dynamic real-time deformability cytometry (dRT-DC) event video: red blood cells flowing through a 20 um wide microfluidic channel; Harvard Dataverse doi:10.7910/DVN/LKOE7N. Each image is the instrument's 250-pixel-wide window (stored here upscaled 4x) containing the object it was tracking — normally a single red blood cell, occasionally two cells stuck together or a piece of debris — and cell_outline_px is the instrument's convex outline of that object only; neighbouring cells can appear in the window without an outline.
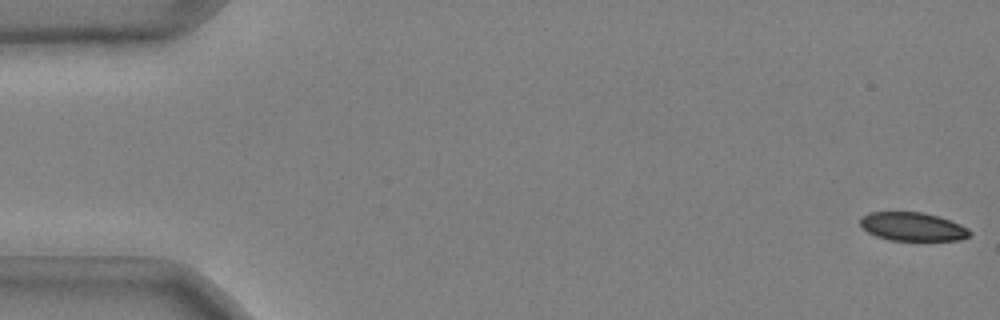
{"species": "common noctule bat (a hibernating species)", "species_latin": "Nyctalus noctula", "temperature_condition": "cold", "stored_images_in_passage": 52, "camera_frame_rate_fps": 3000, "um_per_image_px": 0.085, "animal": {"sex": "male", "body_mass_g": 20.4}, "frame": {"image": 1, "passage_image": 1, "time_ms": 0.0, "image_size_px": [1000, 320], "cell_outline_px": [[972, 236], [960, 240], [888, 240], [876, 236], [868, 232], [860, 224], [860, 216], [868, 212], [924, 212], [940, 216], [960, 224], [968, 228], [972, 232]], "centroid_in_image_um": [77.59, 19.26], "position_along_channel_um": 7.4, "area_um2": 18.44}}
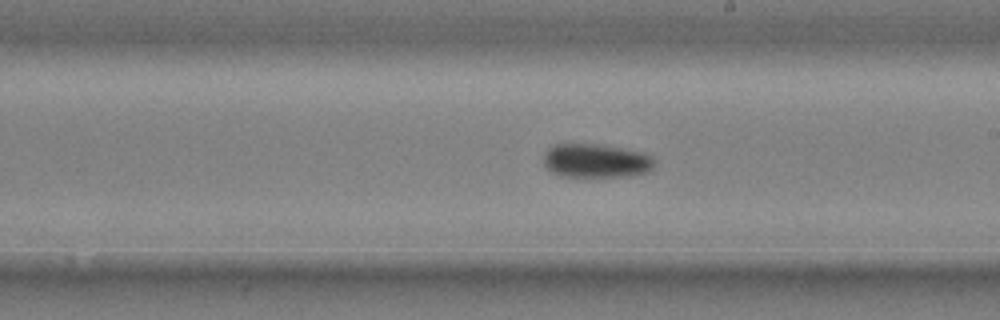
{"frame": {"image": 2, "passage_image": 31, "time_ms": 10.0, "image_size_px": [1000, 320], "cell_outline_px": [[656, 164], [648, 172], [632, 176], [560, 176], [552, 172], [544, 164], [544, 152], [552, 144], [596, 144], [620, 148], [640, 152], [652, 156], [656, 160]], "centroid_in_image_um": [50.67, 13.66], "position_along_channel_um": 238.3, "area_um2": 21.91}}
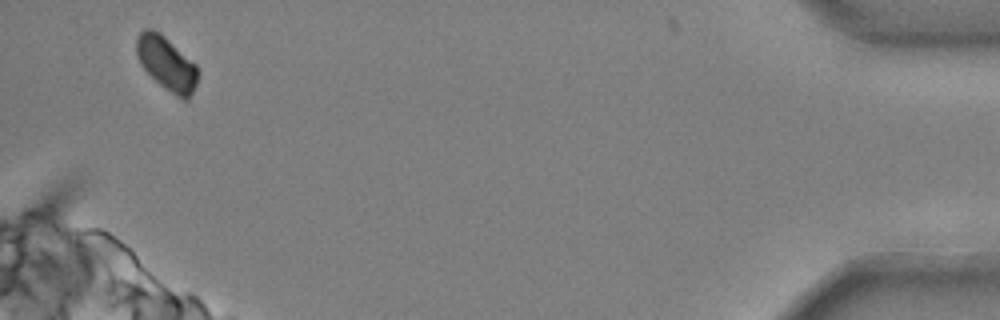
{"frame": {"image": 3, "passage_image": 51, "time_ms": 16.667, "image_size_px": [1000, 320], "cell_outline_px": [[200, 72], [196, 84], [188, 100], [184, 100], [176, 96], [164, 88], [140, 64], [136, 56], [136, 36], [144, 28], [152, 28], [160, 32], [196, 64]], "centroid_in_image_um": [14.16, 5.37], "position_along_channel_um": 421.0, "area_um2": 19.36}}